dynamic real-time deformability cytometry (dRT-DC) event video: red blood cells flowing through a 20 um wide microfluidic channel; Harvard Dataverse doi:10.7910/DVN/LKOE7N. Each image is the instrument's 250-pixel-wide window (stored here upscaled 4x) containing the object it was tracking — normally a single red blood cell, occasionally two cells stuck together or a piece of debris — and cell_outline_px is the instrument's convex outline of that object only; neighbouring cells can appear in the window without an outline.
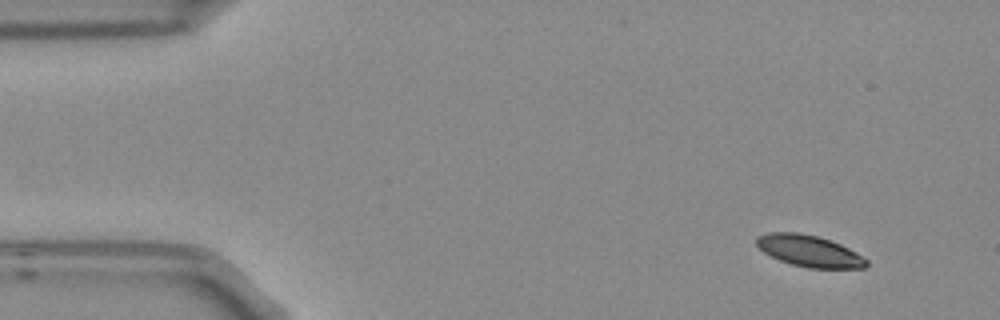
{"species": "Egyptian fruit bat (a non-hibernating species)", "species_latin": "Rousettus aegyptiacus", "temperature_condition": "room temperature", "stored_images_in_passage": 4, "camera_frame_rate_fps": 3000, "um_per_image_px": 0.085, "frame": {"image": 1, "passage_image": 1, "time_ms": 0.0, "image_size_px": [1000, 320], "cell_outline_px": [[868, 264], [864, 268], [808, 268], [792, 264], [780, 260], [764, 252], [756, 244], [756, 236], [768, 232], [796, 232], [816, 236], [840, 244], [864, 256], [868, 260]], "centroid_in_image_um": [68.79, 21.33], "position_along_channel_um": 16.2, "area_um2": 20.06}}
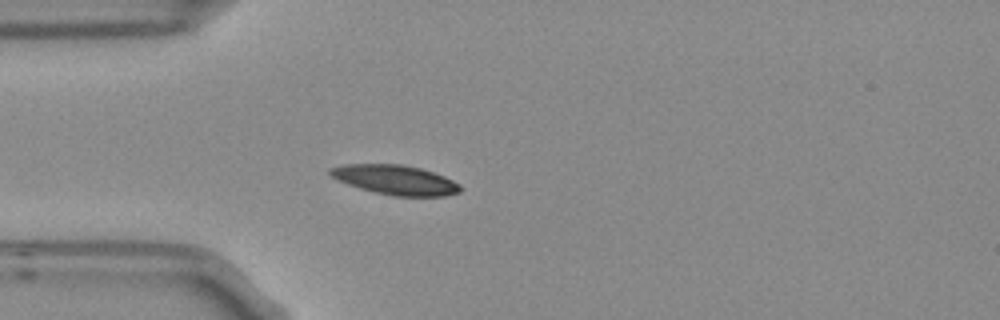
{"frame": {"image": 2, "passage_image": 4, "time_ms": 1.0, "image_size_px": [1000, 320], "cell_outline_px": [[460, 192], [444, 196], [392, 196], [372, 192], [348, 184], [332, 176], [328, 172], [328, 168], [344, 164], [400, 164], [420, 168], [444, 176], [460, 184]], "centroid_in_image_um": [33.59, 15.29], "position_along_channel_um": 51.4, "area_um2": 22.37}}